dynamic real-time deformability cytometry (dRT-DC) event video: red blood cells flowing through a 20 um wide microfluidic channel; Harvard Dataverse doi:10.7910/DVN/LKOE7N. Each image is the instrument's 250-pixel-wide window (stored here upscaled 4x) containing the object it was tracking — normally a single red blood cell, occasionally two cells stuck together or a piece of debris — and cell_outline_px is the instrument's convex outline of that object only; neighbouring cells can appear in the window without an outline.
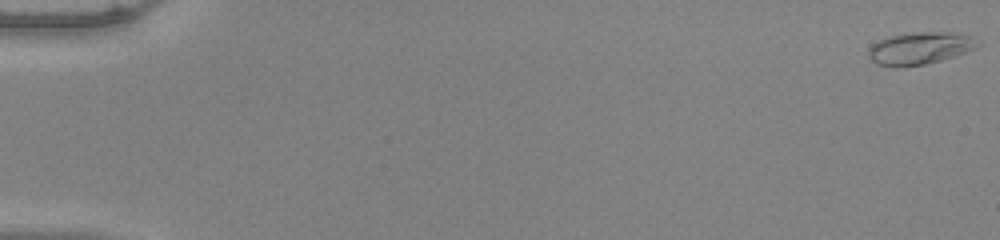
{"species": "common noctule bat (a hibernating species)", "species_latin": "Nyctalus noctula", "temperature_condition": "warm", "stored_images_in_passage": 53, "camera_frame_rate_fps": 3000, "um_per_image_px": 0.085, "animal": {"sex": "male", "body_mass_g": 20.0, "forearm_length_mm": 53.3}, "frame": {"image": 1, "passage_image": 1, "time_ms": 0.0, "image_size_px": [1000, 240], "cell_outline_px": [[980, 44], [976, 48], [940, 60], [924, 64], [900, 68], [896, 68], [876, 64], [868, 56], [868, 48], [872, 44], [888, 36], [916, 32], [948, 32], [968, 36], [980, 40]], "centroid_in_image_um": [78.14, 4.11], "position_along_channel_um": 6.9, "area_um2": 20.52}}
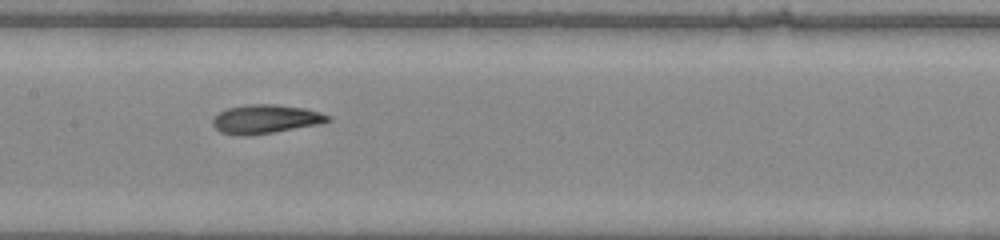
{"frame": {"image": 2, "passage_image": 28, "time_ms": 9.0, "image_size_px": [1000, 240], "cell_outline_px": [[332, 120], [320, 124], [252, 136], [240, 136], [220, 132], [212, 124], [212, 120], [220, 112], [228, 108], [248, 104], [272, 104], [304, 108], [320, 112], [332, 116]], "centroid_in_image_um": [22.6, 10.13], "position_along_channel_um": 184.8, "area_um2": 19.48}}
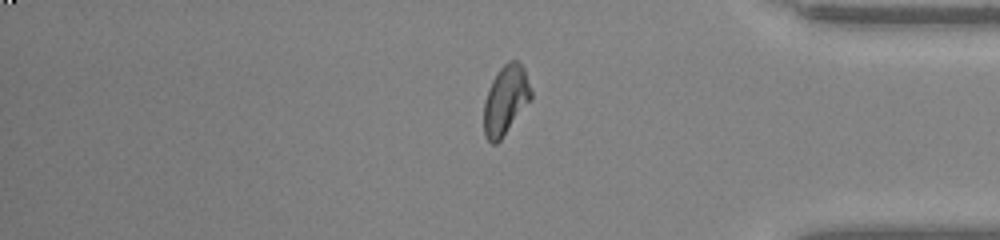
{"frame": {"image": 3, "passage_image": 45, "time_ms": 14.667, "image_size_px": [1000, 240], "cell_outline_px": [[532, 100], [500, 140], [496, 144], [492, 144], [484, 136], [484, 100], [492, 80], [500, 68], [508, 60], [516, 60], [524, 68], [532, 92]], "centroid_in_image_um": [42.99, 8.52], "position_along_channel_um": 392.2, "area_um2": 19.13}, "authors_computed_cell_mechanics": {"area_um2": 18.9006, "velocity_mm_per_s": 3.9947, "shape_relaxation_time_tau1_ms": 7.4033, "shape_relaxation_time_tau2_ms": 2.5286, "deformation_change_tau1": 0.2709, "deformation_change_tau2": 0.0842}}